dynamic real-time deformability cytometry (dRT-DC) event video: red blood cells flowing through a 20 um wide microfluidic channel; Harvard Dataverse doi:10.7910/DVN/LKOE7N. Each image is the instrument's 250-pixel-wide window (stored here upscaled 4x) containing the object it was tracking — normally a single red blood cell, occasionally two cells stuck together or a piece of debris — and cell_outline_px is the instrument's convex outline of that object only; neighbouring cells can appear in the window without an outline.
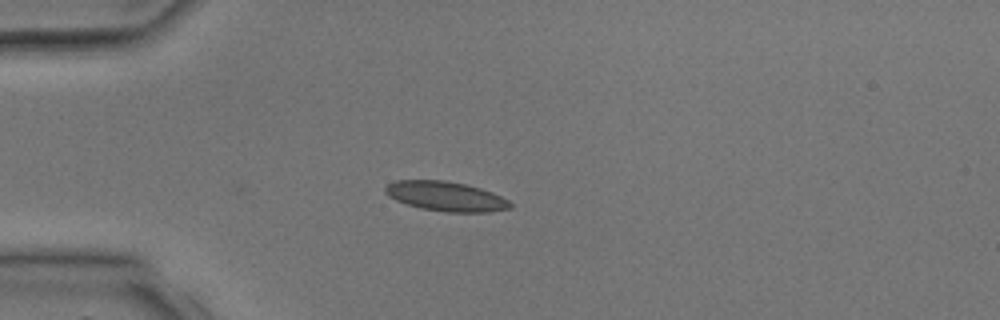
{"species": "common noctule bat (a hibernating species)", "species_latin": "Nyctalus noctula", "temperature_condition": "room temperature", "stored_images_in_passage": 4, "camera_frame_rate_fps": 3000, "um_per_image_px": 0.085, "animal": {"sex": "male", "body_mass_g": 17.9, "forearm_length_mm": 54.2}, "frame": {"image": 1, "passage_image": 4, "time_ms": 3.667, "image_size_px": [1000, 320], "cell_outline_px": [[512, 208], [488, 212], [448, 212], [420, 208], [396, 200], [388, 196], [384, 192], [384, 188], [388, 184], [396, 180], [444, 180], [464, 184], [480, 188], [492, 192], [508, 200], [512, 204]], "centroid_in_image_um": [37.89, 16.68], "position_along_channel_um": 47.1, "area_um2": 21.5}}